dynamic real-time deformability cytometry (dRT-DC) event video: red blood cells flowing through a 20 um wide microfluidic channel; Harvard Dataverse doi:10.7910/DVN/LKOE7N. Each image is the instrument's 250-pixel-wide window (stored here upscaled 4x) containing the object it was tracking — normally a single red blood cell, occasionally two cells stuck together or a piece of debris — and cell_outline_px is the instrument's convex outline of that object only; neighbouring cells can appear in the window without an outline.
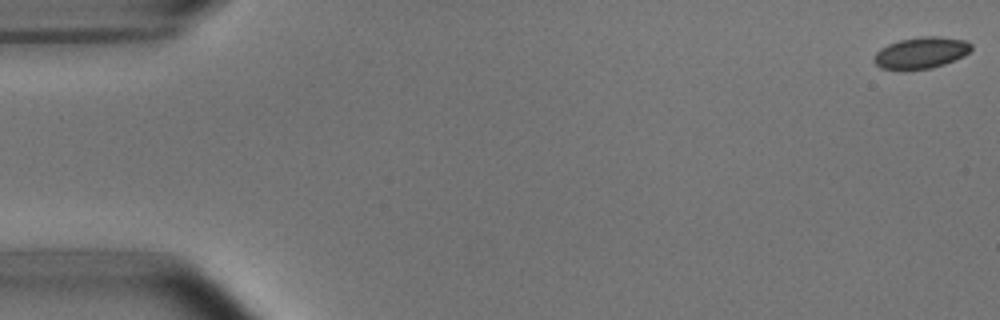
{"species": "common noctule bat (a hibernating species)", "species_latin": "Nyctalus noctula", "temperature_condition": "room temperature", "stored_images_in_passage": 6, "camera_frame_rate_fps": 3000, "um_per_image_px": 0.085, "animal": {"sex": "male", "body_mass_g": 15.6}, "frame": {"image": 1, "passage_image": 1, "time_ms": 0.0, "image_size_px": [1000, 320], "cell_outline_px": [[972, 48], [964, 56], [944, 64], [932, 68], [880, 68], [872, 60], [876, 52], [880, 48], [888, 44], [900, 40], [924, 36], [940, 36], [964, 40], [972, 44]], "centroid_in_image_um": [78.3, 4.46], "position_along_channel_um": 6.7, "area_um2": 17.51}}
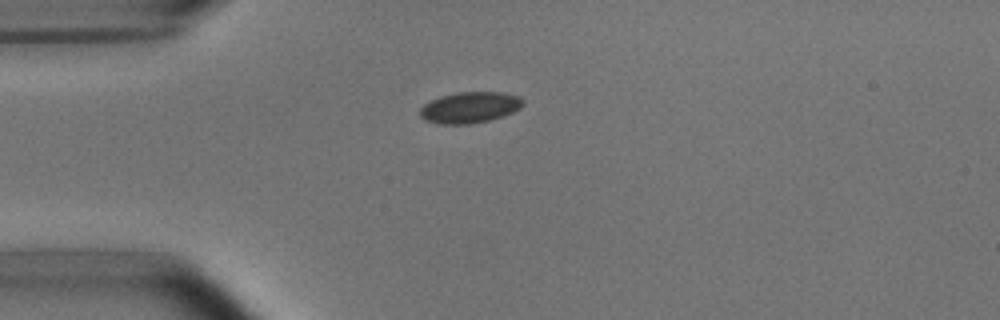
{"frame": {"image": 2, "passage_image": 4, "time_ms": 4.333, "image_size_px": [1000, 320], "cell_outline_px": [[524, 104], [520, 108], [512, 112], [488, 120], [468, 124], [436, 124], [424, 120], [420, 116], [420, 108], [424, 104], [440, 96], [460, 92], [504, 92], [520, 96], [524, 100]], "centroid_in_image_um": [39.93, 9.13], "position_along_channel_um": 45.1, "area_um2": 18.67}}
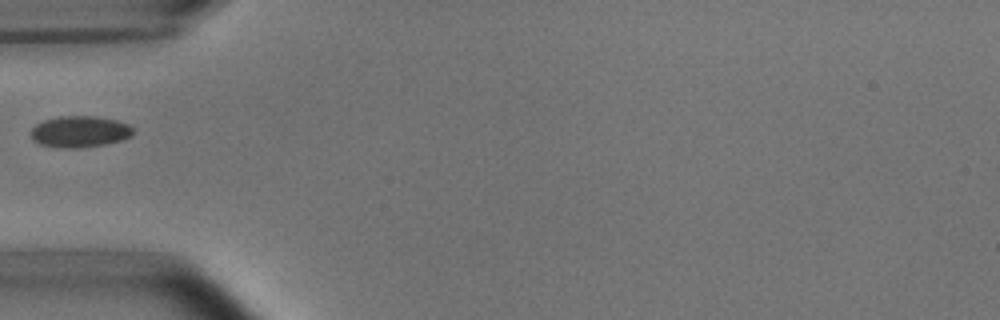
{"frame": {"image": 3, "passage_image": 5, "time_ms": 5.667, "image_size_px": [1000, 320], "cell_outline_px": [[136, 132], [132, 136], [124, 140], [108, 144], [80, 148], [60, 148], [40, 144], [32, 140], [32, 128], [36, 124], [44, 120], [60, 116], [96, 116], [116, 120], [128, 124]], "centroid_in_image_um": [6.83, 11.2], "position_along_channel_um": 78.2, "area_um2": 18.96}}